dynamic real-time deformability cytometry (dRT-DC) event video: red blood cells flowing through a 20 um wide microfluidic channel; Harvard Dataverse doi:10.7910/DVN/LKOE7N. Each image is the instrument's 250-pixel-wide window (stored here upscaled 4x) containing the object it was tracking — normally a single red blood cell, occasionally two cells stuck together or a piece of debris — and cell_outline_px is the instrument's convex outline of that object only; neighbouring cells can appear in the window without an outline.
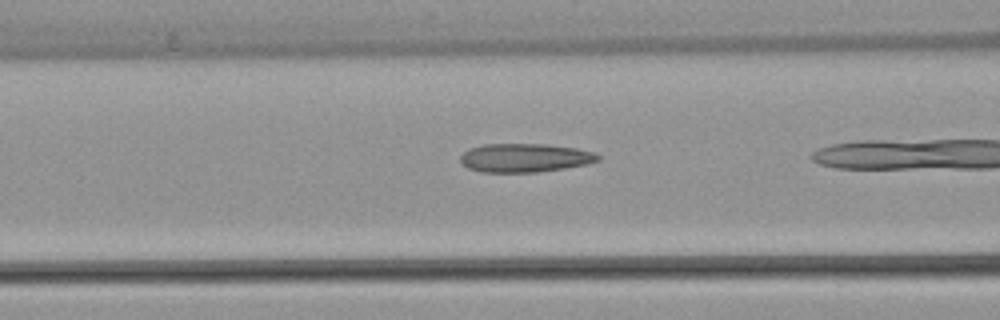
{"species": "common noctule bat (a hibernating species)", "species_latin": "Nyctalus noctula", "temperature_condition": "warm", "stored_images_in_passage": 32, "camera_frame_rate_fps": 3000, "um_per_image_px": 0.085, "animal": {"sex": "female", "body_mass_g": 22.7, "forearm_length_mm": 54.2}, "frame": {"image": 1, "passage_image": 18, "time_ms": 5.667, "image_size_px": [1000, 320], "cell_outline_px": [[600, 160], [588, 164], [564, 168], [536, 172], [480, 172], [468, 168], [460, 160], [460, 156], [468, 148], [484, 144], [548, 144], [576, 148], [596, 152], [600, 156]], "centroid_in_image_um": [44.63, 13.41], "position_along_channel_um": 122.0, "area_um2": 23.12}}